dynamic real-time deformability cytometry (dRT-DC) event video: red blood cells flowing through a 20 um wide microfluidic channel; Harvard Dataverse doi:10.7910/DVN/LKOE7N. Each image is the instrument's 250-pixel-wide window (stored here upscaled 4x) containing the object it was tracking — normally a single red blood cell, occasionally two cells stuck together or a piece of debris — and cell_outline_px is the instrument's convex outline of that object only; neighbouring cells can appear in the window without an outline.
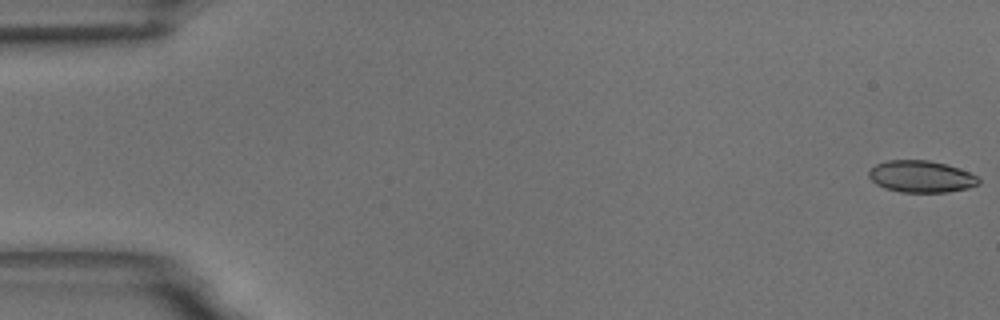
{"species": "common noctule bat (a hibernating species)", "species_latin": "Nyctalus noctula", "temperature_condition": "room temperature", "stored_images_in_passage": 55, "camera_frame_rate_fps": 3000, "um_per_image_px": 0.085, "animal": {"sex": "male", "body_mass_g": 18.8}, "frame": {"image": 1, "passage_image": 1, "time_ms": 0.0, "image_size_px": [1000, 320], "cell_outline_px": [[980, 184], [968, 188], [948, 192], [900, 192], [884, 188], [876, 184], [868, 176], [868, 172], [876, 164], [888, 160], [928, 160], [960, 168], [976, 176], [980, 180]], "centroid_in_image_um": [78.29, 15.01], "position_along_channel_um": 6.7, "area_um2": 20.35}}
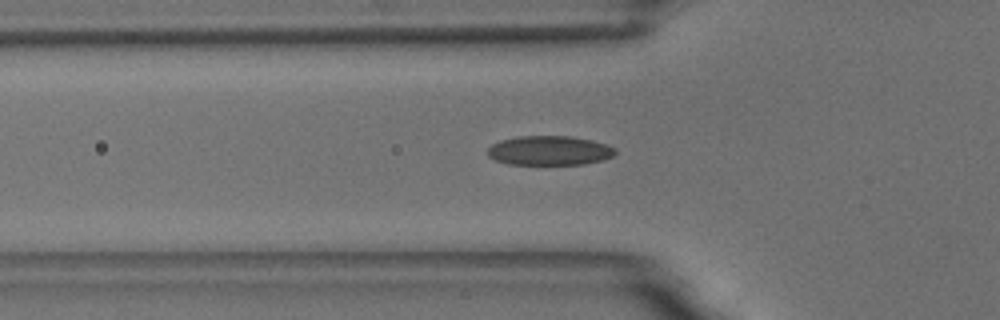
{"frame": {"image": 2, "passage_image": 19, "time_ms": 6.0, "image_size_px": [1000, 320], "cell_outline_px": [[616, 152], [612, 156], [604, 160], [584, 164], [508, 164], [496, 160], [488, 156], [488, 148], [492, 144], [500, 140], [520, 136], [572, 136], [592, 140], [608, 144], [616, 148]], "centroid_in_image_um": [46.73, 12.79], "position_along_channel_um": 79.1, "area_um2": 21.96}}
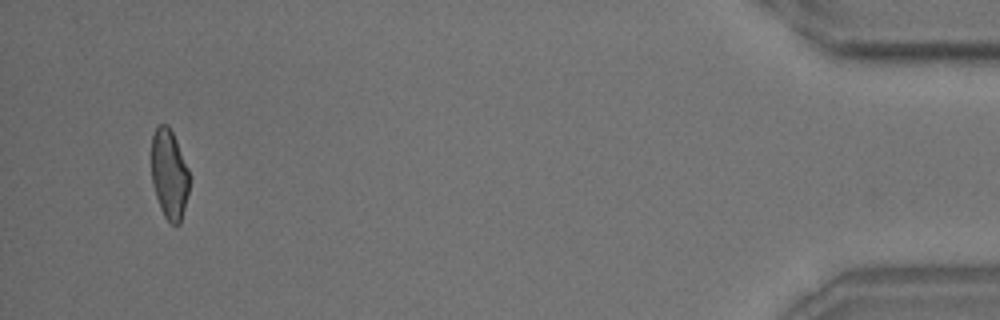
{"frame": {"image": 3, "passage_image": 53, "time_ms": 17.333, "image_size_px": [1000, 320], "cell_outline_px": [[188, 192], [180, 224], [172, 224], [164, 216], [160, 208], [152, 184], [152, 136], [156, 124], [168, 124], [176, 140], [188, 168]], "centroid_in_image_um": [14.37, 14.78], "position_along_channel_um": 420.8, "area_um2": 19.65}, "authors_computed_cell_mechanics": {"area_um2": 21.097, "velocity_mm_per_s": 3.6883, "shape_relaxation_time_tau1_ms": 9.97, "shape_relaxation_time_tau2_ms": 1.571, "deformation_change_tau1": 0.2278, "deformation_change_tau2": 0.0717}}